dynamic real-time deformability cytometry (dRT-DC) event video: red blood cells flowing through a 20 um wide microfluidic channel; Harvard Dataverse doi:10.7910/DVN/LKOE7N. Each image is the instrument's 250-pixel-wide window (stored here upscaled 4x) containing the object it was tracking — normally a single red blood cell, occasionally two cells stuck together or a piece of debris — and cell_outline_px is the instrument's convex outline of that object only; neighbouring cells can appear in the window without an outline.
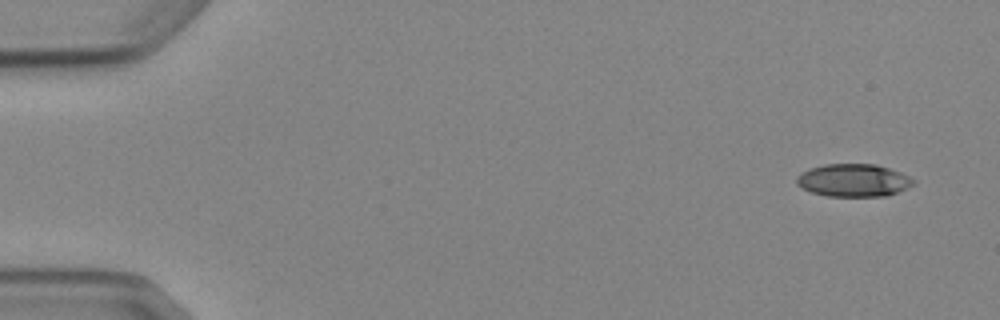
{"species": "Egyptian fruit bat (a non-hibernating species)", "species_latin": "Rousettus aegyptiacus", "temperature_condition": "cold", "stored_images_in_passage": 6, "camera_frame_rate_fps": 3000, "um_per_image_px": 0.085, "animal": {"sex": "female"}, "frame": {"image": 1, "passage_image": 1, "time_ms": 0.0, "image_size_px": [1000, 320], "cell_outline_px": [[916, 184], [888, 196], [828, 196], [812, 192], [796, 184], [796, 176], [800, 172], [808, 168], [824, 164], [876, 164], [900, 172], [916, 180]], "centroid_in_image_um": [72.55, 15.32], "position_along_channel_um": 12.5, "area_um2": 22.43}}
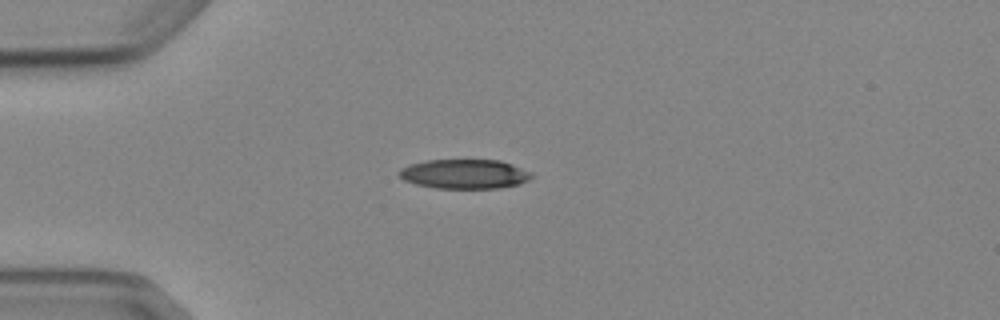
{"frame": {"image": 2, "passage_image": 4, "time_ms": 3.667, "image_size_px": [1000, 320], "cell_outline_px": [[536, 176], [520, 184], [500, 188], [436, 188], [416, 184], [404, 180], [396, 172], [400, 168], [408, 164], [424, 160], [500, 160], [512, 164], [532, 172]], "centroid_in_image_um": [39.49, 14.78], "position_along_channel_um": 45.5, "area_um2": 23.0}}
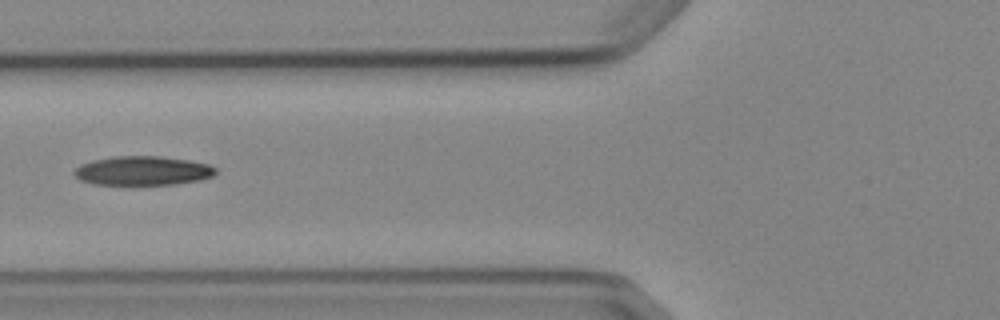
{"frame": {"image": 3, "passage_image": 6, "time_ms": 6.0, "image_size_px": [1000, 320], "cell_outline_px": [[216, 172], [212, 176], [200, 180], [176, 184], [92, 184], [80, 180], [72, 172], [80, 164], [92, 160], [112, 156], [160, 156], [188, 160], [208, 164], [216, 168]], "centroid_in_image_um": [12.11, 14.5], "position_along_channel_um": 113.7, "area_um2": 23.99}}